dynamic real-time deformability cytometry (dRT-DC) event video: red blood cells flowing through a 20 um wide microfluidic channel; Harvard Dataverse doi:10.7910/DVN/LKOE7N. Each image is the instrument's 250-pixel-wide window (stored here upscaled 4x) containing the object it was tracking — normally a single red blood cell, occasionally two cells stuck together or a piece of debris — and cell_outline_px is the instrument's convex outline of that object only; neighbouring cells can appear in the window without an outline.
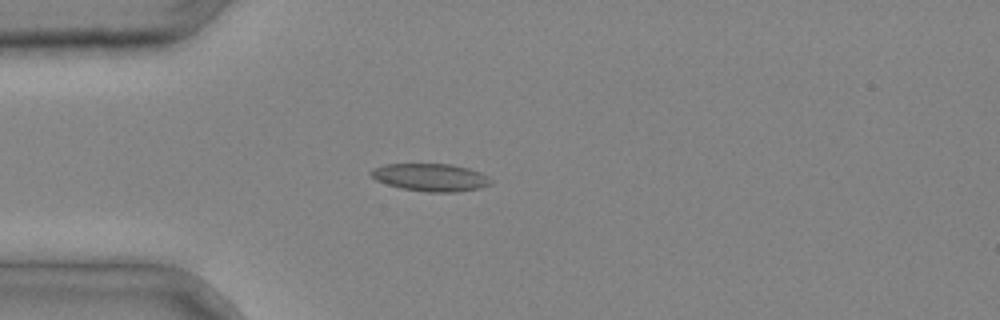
{"species": "common noctule bat (a hibernating species)", "species_latin": "Nyctalus noctula", "temperature_condition": "cold", "stored_images_in_passage": 2, "camera_frame_rate_fps": 3000, "um_per_image_px": 0.085, "animal": {"sex": "male", "body_mass_g": 20.4}, "frame": {"image": 1, "passage_image": 2, "time_ms": 0.333, "image_size_px": [1000, 320], "cell_outline_px": [[492, 184], [480, 188], [456, 192], [428, 192], [400, 188], [376, 180], [368, 172], [372, 168], [384, 164], [448, 164], [468, 168], [480, 172], [488, 176], [492, 180]], "centroid_in_image_um": [36.6, 15.07], "position_along_channel_um": 48.4, "area_um2": 19.36}}